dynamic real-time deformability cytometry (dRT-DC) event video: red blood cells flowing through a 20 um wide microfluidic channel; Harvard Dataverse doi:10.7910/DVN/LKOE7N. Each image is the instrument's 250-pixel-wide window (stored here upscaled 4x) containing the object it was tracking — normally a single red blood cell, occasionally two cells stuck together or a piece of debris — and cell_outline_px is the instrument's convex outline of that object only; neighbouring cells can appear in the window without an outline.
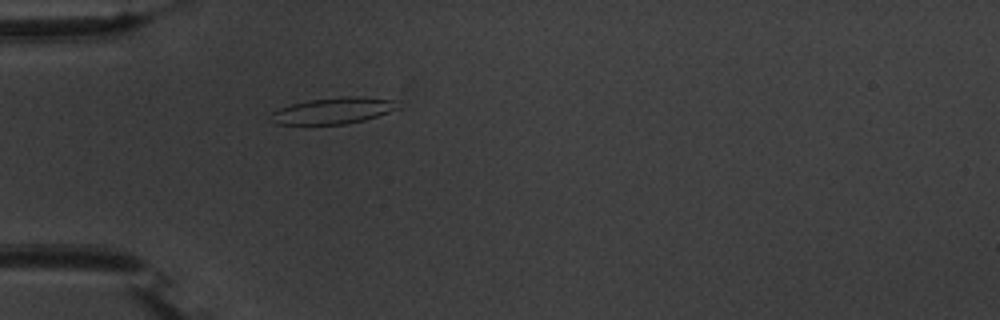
{"species": "common noctule bat (a hibernating species)", "species_latin": "Nyctalus noctula", "temperature_condition": "warm", "stored_images_in_passage": 49, "camera_frame_rate_fps": 3000, "um_per_image_px": 0.085, "animal": {"sex": "male", "body_mass_g": 20.1, "forearm_length_mm": 53.5}, "frame": {"image": 1, "passage_image": 11, "time_ms": 3.333, "image_size_px": [1000, 320], "cell_outline_px": [[400, 108], [364, 120], [344, 124], [276, 124], [268, 120], [272, 112], [280, 108], [292, 104], [308, 100], [344, 96], [360, 96], [392, 100]], "centroid_in_image_um": [28.27, 9.41], "position_along_channel_um": 56.7, "area_um2": 19.31}}
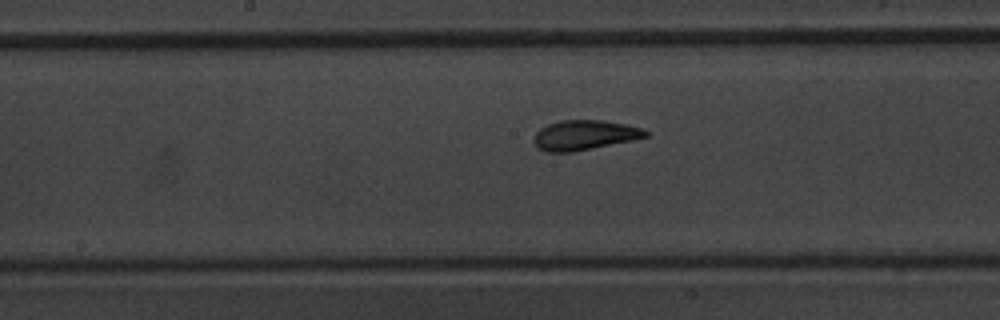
{"frame": {"image": 2, "passage_image": 23, "time_ms": 7.333, "image_size_px": [1000, 320], "cell_outline_px": [[648, 136], [632, 140], [572, 152], [544, 152], [536, 148], [532, 140], [536, 132], [540, 128], [548, 124], [560, 120], [604, 120], [628, 124], [644, 128], [648, 132]], "centroid_in_image_um": [49.65, 11.48], "position_along_channel_um": 198.5, "area_um2": 19.65}}
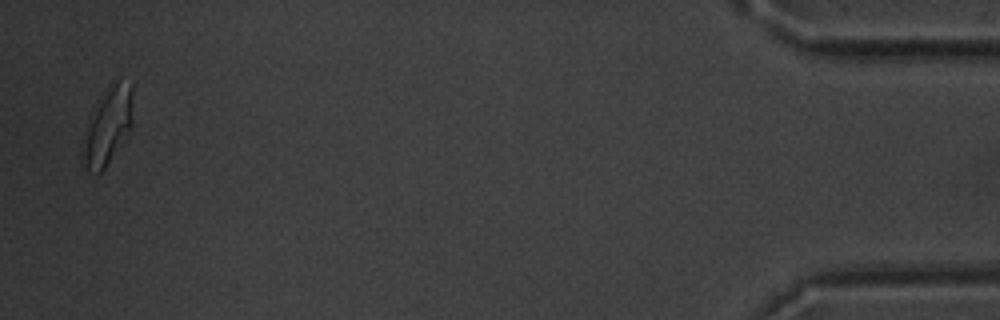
{"frame": {"image": 3, "passage_image": 48, "time_ms": 15.667, "image_size_px": [1000, 320], "cell_outline_px": [[132, 128], [104, 168], [96, 176], [88, 172], [80, 160], [80, 148], [96, 108], [108, 84], [132, 84]], "centroid_in_image_um": [9.14, 10.85], "position_along_channel_um": 426.1, "area_um2": 21.85}, "authors_computed_cell_mechanics": {"area_um2": 19.941, "velocity_mm_per_s": 3.7088, "shape_relaxation_time_tau1_ms": 3.5461, "shape_relaxation_time_tau2_ms": 1.1919, "deformation_change_tau1": 0.1511, "deformation_change_tau2": 0.0705}}